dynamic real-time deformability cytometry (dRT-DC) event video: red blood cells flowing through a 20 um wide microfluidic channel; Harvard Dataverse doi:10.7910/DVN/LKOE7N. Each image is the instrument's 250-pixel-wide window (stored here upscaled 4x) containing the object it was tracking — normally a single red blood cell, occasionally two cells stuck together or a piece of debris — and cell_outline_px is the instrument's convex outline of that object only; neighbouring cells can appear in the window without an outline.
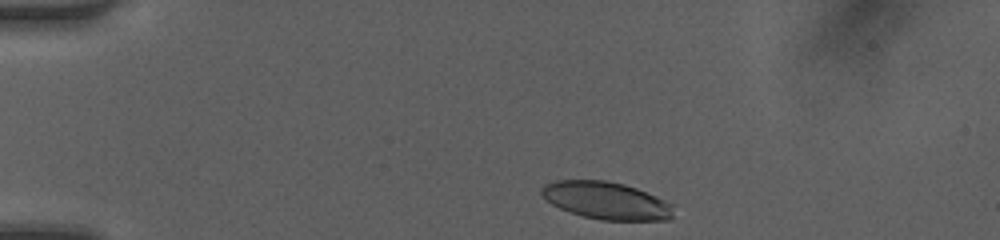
{"species": "human", "species_latin": "Homo sapiens", "temperature_condition": "room temperature", "stored_images_in_passage": 36, "camera_frame_rate_fps": 3000, "um_per_image_px": 0.085, "donor": {"sex": "female"}, "frame": {"image": 1, "passage_image": 2, "time_ms": 0.333, "image_size_px": [1000, 240], "cell_outline_px": [[672, 216], [668, 220], [600, 220], [584, 216], [560, 208], [552, 204], [540, 192], [540, 188], [544, 184], [556, 180], [604, 180], [624, 184], [636, 188], [656, 196], [672, 204]], "centroid_in_image_um": [51.52, 17.04], "position_along_channel_um": 33.5, "area_um2": 28.55}}
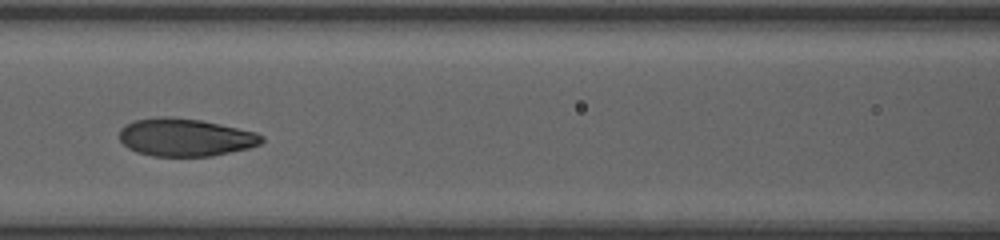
{"frame": {"image": 2, "passage_image": 15, "time_ms": 4.667, "image_size_px": [1000, 240], "cell_outline_px": [[264, 140], [260, 144], [248, 148], [212, 156], [152, 156], [136, 152], [128, 148], [120, 140], [120, 128], [124, 124], [132, 120], [156, 116], [168, 116], [200, 120], [220, 124], [256, 132], [264, 136]], "centroid_in_image_um": [15.72, 11.66], "position_along_channel_um": 150.9, "area_um2": 31.56}}
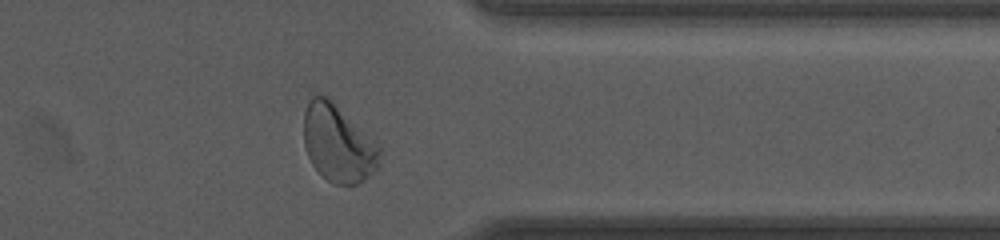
{"frame": {"image": 3, "passage_image": 32, "time_ms": 10.333, "image_size_px": [1000, 240], "cell_outline_px": [[380, 164], [364, 180], [356, 184], [332, 184], [312, 164], [308, 156], [304, 144], [304, 112], [308, 100], [312, 96], [328, 96], [376, 140], [380, 144]], "centroid_in_image_um": [28.75, 12.16], "position_along_channel_um": 382.6, "area_um2": 34.39}, "authors_computed_cell_mechanics": {"area_um2": 31.1831, "velocity_mm_per_s": 4.1954, "shape_relaxation_time_tau1_ms": 2.9959, "shape_relaxation_time_tau2_ms": 0.842, "deformation_change_tau1": 0.1575, "deformation_change_tau2": 0.062}}